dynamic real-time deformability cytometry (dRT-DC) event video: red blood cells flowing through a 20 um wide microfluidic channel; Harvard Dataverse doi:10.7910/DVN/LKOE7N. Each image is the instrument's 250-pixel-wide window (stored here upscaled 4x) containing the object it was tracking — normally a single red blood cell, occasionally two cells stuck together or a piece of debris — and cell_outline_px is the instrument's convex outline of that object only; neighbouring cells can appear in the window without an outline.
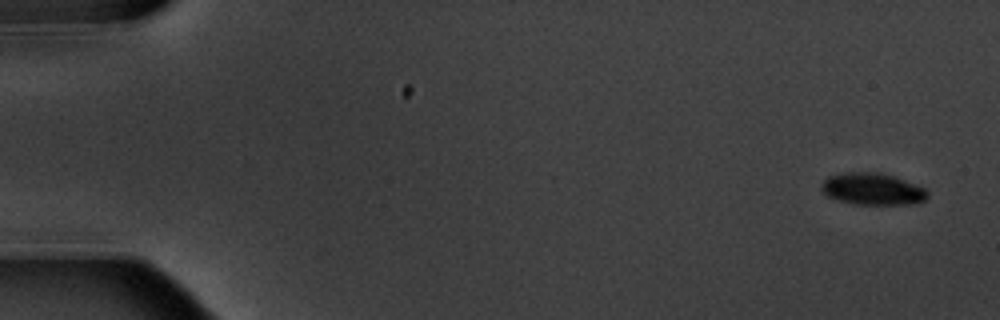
{"species": "common noctule bat (a hibernating species)", "species_latin": "Nyctalus noctula", "temperature_condition": "warm", "stored_images_in_passage": 5, "camera_frame_rate_fps": 3000, "um_per_image_px": 0.085, "animal": {"sex": "male", "body_mass_g": 20.1, "forearm_length_mm": 53.5}, "frame": {"image": 1, "passage_image": 1, "time_ms": 0.0, "image_size_px": [1000, 320], "cell_outline_px": [[928, 196], [924, 200], [916, 204], [856, 204], [840, 200], [828, 196], [820, 188], [820, 184], [828, 176], [848, 172], [880, 172], [904, 180], [924, 188], [928, 192]], "centroid_in_image_um": [74.16, 16.06], "position_along_channel_um": 10.8, "area_um2": 19.54}}
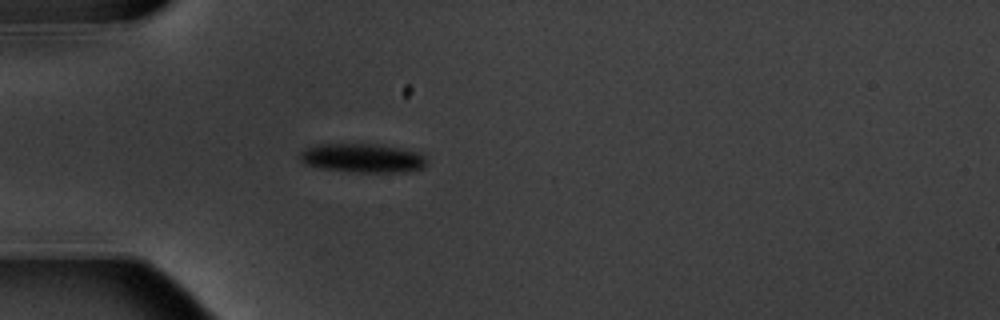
{"frame": {"image": 2, "passage_image": 5, "time_ms": 5.0, "image_size_px": [1000, 320], "cell_outline_px": [[428, 160], [420, 168], [404, 172], [348, 172], [320, 168], [304, 164], [296, 156], [304, 148], [316, 144], [380, 144], [420, 152]], "centroid_in_image_um": [30.75, 13.43], "position_along_channel_um": 54.3, "area_um2": 21.73}}